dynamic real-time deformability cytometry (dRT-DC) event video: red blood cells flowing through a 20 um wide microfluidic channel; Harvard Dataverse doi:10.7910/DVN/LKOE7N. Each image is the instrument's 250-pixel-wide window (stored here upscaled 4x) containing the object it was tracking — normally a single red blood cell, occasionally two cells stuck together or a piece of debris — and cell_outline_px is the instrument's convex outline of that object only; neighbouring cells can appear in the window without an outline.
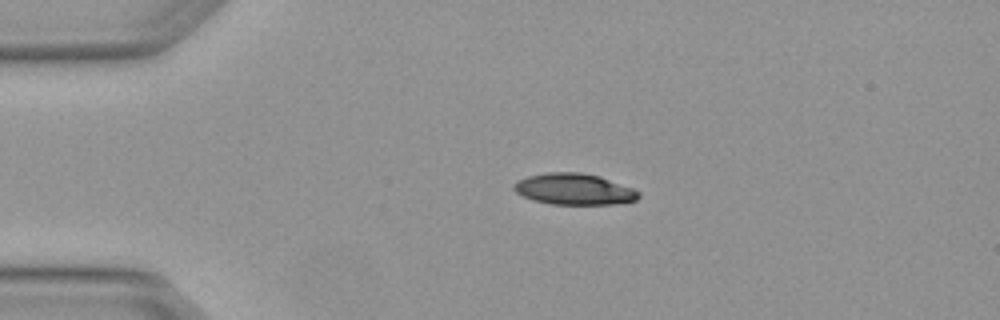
{"species": "Egyptian fruit bat (a non-hibernating species)", "species_latin": "Rousettus aegyptiacus", "temperature_condition": "warm", "stored_images_in_passage": 3, "camera_frame_rate_fps": 3000, "um_per_image_px": 0.085, "animal": {"sex": "female"}, "frame": {"image": 1, "passage_image": 2, "time_ms": 0.333, "image_size_px": [1000, 320], "cell_outline_px": [[640, 196], [636, 200], [616, 204], [552, 204], [532, 200], [516, 192], [512, 188], [512, 184], [516, 180], [528, 176], [548, 172], [580, 172], [600, 176], [632, 188], [640, 192]], "centroid_in_image_um": [48.77, 16.07], "position_along_channel_um": 36.2, "area_um2": 22.77}}